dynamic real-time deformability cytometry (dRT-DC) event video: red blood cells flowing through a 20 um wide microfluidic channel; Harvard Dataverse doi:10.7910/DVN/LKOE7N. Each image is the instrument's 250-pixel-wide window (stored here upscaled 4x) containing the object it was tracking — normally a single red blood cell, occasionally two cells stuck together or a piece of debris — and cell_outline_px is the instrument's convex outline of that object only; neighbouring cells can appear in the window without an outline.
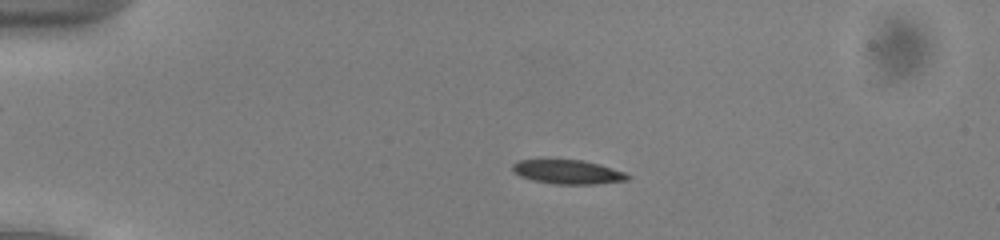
{"species": "common noctule bat (a hibernating species)", "species_latin": "Nyctalus noctula", "temperature_condition": "cold", "stored_images_in_passage": 52, "camera_frame_rate_fps": 3000, "um_per_image_px": 0.085, "animal": {"sex": "male", "body_mass_g": 13.0, "forearm_length_mm": 53.1}, "frame": {"image": 1, "passage_image": 12, "time_ms": 3.667, "image_size_px": [1000, 240], "cell_outline_px": [[632, 176], [628, 180], [596, 184], [556, 184], [532, 180], [520, 176], [512, 172], [512, 164], [516, 160], [580, 160], [600, 164], [624, 172]], "centroid_in_image_um": [48.25, 14.62], "position_along_channel_um": 36.7, "area_um2": 16.18}}
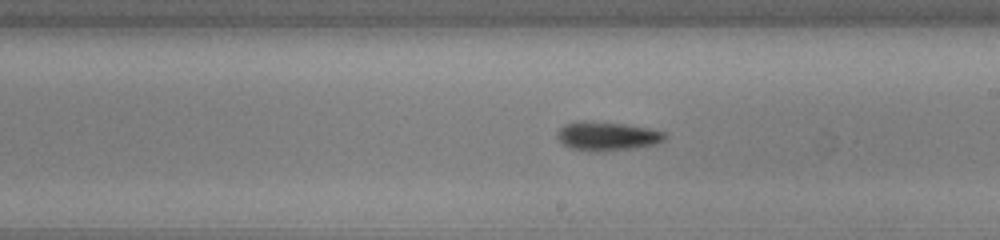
{"frame": {"image": 2, "passage_image": 31, "time_ms": 10.0, "image_size_px": [1000, 240], "cell_outline_px": [[668, 136], [664, 140], [656, 144], [636, 148], [600, 152], [588, 152], [572, 148], [564, 144], [556, 136], [556, 132], [564, 124], [580, 120], [584, 120], [624, 124], [648, 128], [668, 132]], "centroid_in_image_um": [51.63, 11.57], "position_along_channel_um": 237.4, "area_um2": 18.5}}
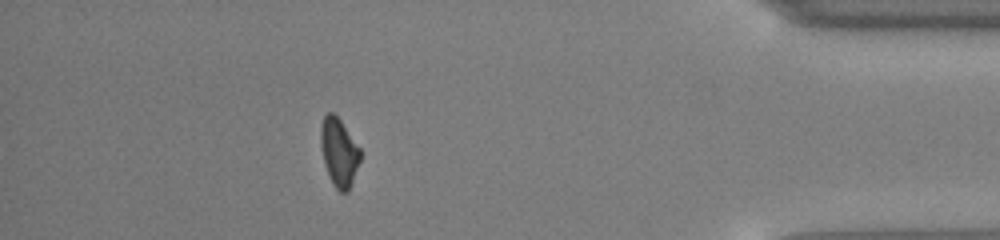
{"frame": {"image": 3, "passage_image": 47, "time_ms": 15.333, "image_size_px": [1000, 240], "cell_outline_px": [[360, 160], [348, 192], [340, 192], [332, 184], [324, 164], [320, 144], [320, 128], [324, 116], [328, 112], [332, 112], [340, 120], [360, 148]], "centroid_in_image_um": [28.79, 12.95], "position_along_channel_um": 406.4, "area_um2": 15.61}, "authors_computed_cell_mechanics": {"area_um2": 16.6753, "velocity_mm_per_s": 3.9517, "shape_relaxation_time_tau1_ms": 9.9124, "shape_relaxation_time_tau2_ms": null, "deformation_change_tau1": 0.2014, "deformation_change_tau2": null}}